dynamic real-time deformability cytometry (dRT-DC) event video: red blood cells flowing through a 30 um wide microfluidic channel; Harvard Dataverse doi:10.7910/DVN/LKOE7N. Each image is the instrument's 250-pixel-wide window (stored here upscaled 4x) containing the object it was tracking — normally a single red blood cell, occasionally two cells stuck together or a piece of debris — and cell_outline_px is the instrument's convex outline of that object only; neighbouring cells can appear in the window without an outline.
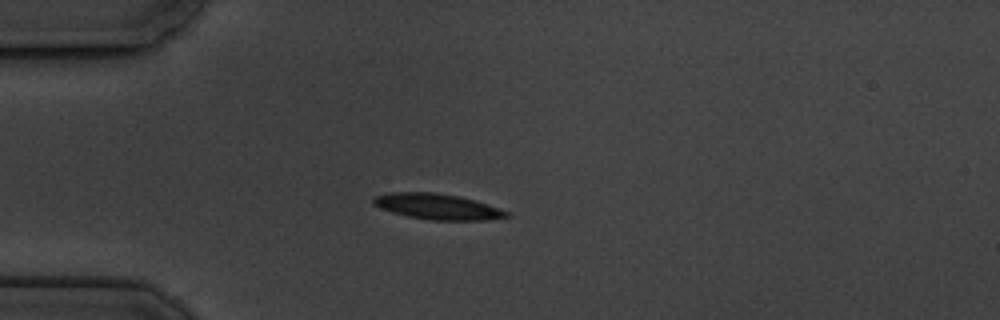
{"species": "common noctule bat (a hibernating species)", "species_latin": "Nyctalus noctula", "temperature_condition": "cold", "stored_images_in_passage": 5, "camera_frame_rate_fps": 3000, "um_per_image_px": 0.085, "animal": {"sex": "male", "body_mass_g": 19.5, "forearm_length_mm": 54.6}, "frame": {"image": 1, "passage_image": 4, "time_ms": 3.667, "image_size_px": [1000, 320], "cell_outline_px": [[512, 216], [488, 220], [432, 220], [408, 216], [392, 212], [380, 208], [372, 204], [372, 196], [388, 192], [436, 192], [460, 196], [476, 200], [512, 212]], "centroid_in_image_um": [37.21, 17.55], "position_along_channel_um": 47.8, "area_um2": 20.35}}